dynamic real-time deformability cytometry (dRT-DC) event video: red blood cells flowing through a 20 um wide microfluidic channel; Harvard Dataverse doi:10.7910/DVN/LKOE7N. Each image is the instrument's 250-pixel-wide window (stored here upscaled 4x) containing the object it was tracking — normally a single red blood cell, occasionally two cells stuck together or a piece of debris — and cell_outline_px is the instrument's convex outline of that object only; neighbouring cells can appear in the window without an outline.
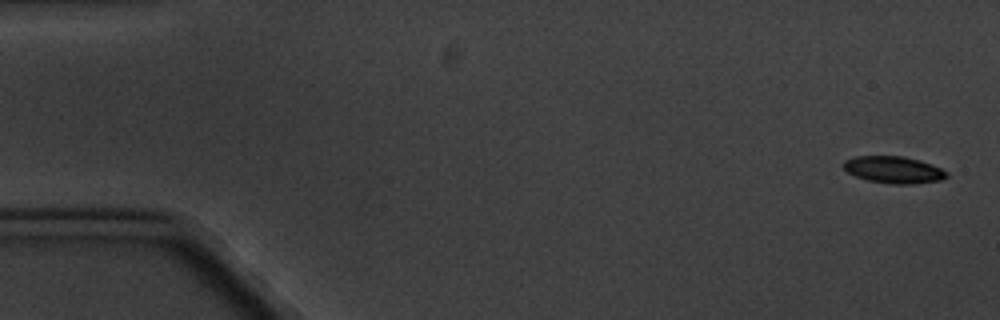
{"species": "common noctule bat (a hibernating species)", "species_latin": "Nyctalus noctula", "temperature_condition": "cold", "stored_images_in_passage": 8, "camera_frame_rate_fps": 3000, "um_per_image_px": 0.085, "animal": {"sex": "male", "body_mass_g": 20.1, "forearm_length_mm": 53.5}, "frame": {"image": 1, "passage_image": 1, "time_ms": 0.0, "image_size_px": [1000, 320], "cell_outline_px": [[948, 176], [940, 180], [912, 184], [888, 184], [868, 180], [856, 176], [848, 172], [840, 164], [844, 160], [856, 156], [904, 156], [920, 160], [932, 164], [948, 172]], "centroid_in_image_um": [75.95, 14.42], "position_along_channel_um": 9.1, "area_um2": 16.3}}
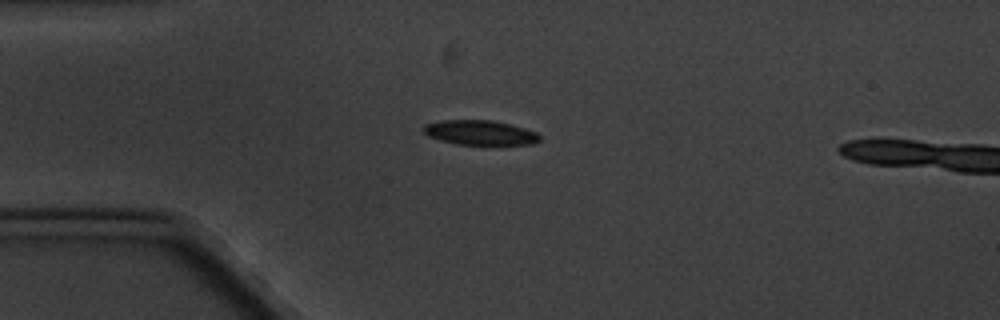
{"frame": {"image": 2, "passage_image": 4, "time_ms": 4.333, "image_size_px": [1000, 320], "cell_outline_px": [[540, 140], [532, 144], [456, 144], [440, 140], [428, 136], [424, 132], [424, 124], [444, 120], [492, 120], [524, 128], [536, 132], [540, 136]], "centroid_in_image_um": [40.79, 11.27], "position_along_channel_um": 44.2, "area_um2": 16.47}}